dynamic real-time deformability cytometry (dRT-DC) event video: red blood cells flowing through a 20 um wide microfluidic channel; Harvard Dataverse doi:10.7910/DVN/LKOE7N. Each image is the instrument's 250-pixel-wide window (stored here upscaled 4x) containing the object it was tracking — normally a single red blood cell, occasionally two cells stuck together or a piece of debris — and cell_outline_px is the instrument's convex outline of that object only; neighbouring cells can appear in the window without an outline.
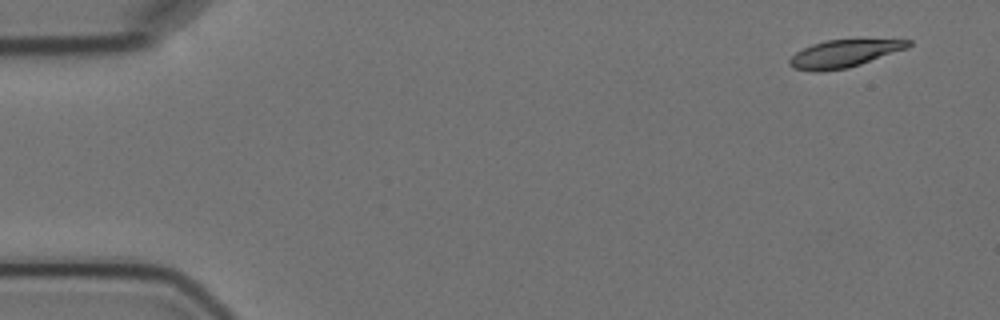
{"species": "Egyptian fruit bat (a non-hibernating species)", "species_latin": "Rousettus aegyptiacus", "temperature_condition": "cold", "stored_images_in_passage": 6, "camera_frame_rate_fps": 3000, "um_per_image_px": 0.085, "animal": {"sex": "female"}, "frame": {"image": 1, "passage_image": 1, "time_ms": 0.0, "image_size_px": [1000, 320], "cell_outline_px": [[912, 44], [908, 48], [848, 68], [820, 72], [812, 72], [792, 68], [788, 64], [788, 60], [796, 52], [812, 44], [828, 40], [912, 40]], "centroid_in_image_um": [71.7, 4.58], "position_along_channel_um": 13.3, "area_um2": 18.9}}
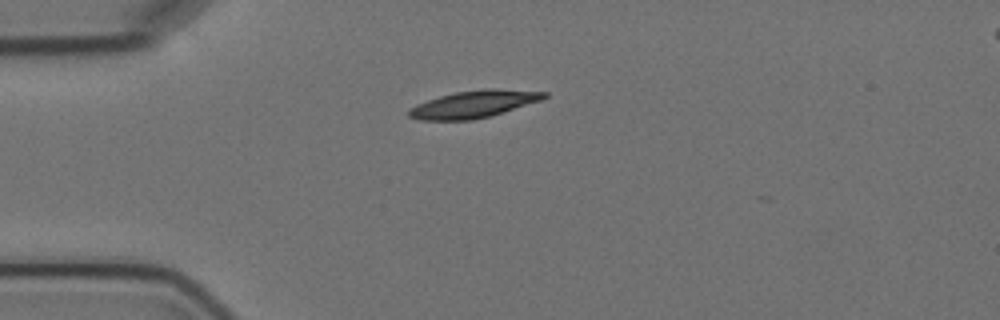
{"frame": {"image": 2, "passage_image": 4, "time_ms": 3.667, "image_size_px": [1000, 320], "cell_outline_px": [[548, 96], [544, 100], [488, 116], [472, 120], [420, 120], [408, 116], [408, 108], [416, 104], [440, 96], [456, 92], [484, 88], [496, 88], [548, 92]], "centroid_in_image_um": [40.29, 8.84], "position_along_channel_um": 44.7, "area_um2": 21.5}}